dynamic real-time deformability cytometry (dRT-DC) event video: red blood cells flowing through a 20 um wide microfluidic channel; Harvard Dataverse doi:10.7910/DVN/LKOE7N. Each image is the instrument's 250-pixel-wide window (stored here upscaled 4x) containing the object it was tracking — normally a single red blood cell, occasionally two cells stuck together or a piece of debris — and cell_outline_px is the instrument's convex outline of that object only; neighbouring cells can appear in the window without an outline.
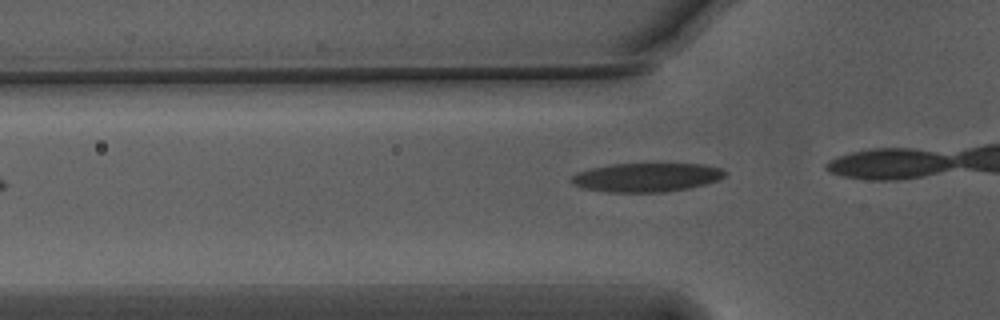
{"species": "Egyptian fruit bat (a non-hibernating species)", "species_latin": "Rousettus aegyptiacus", "temperature_condition": "warm", "stored_images_in_passage": 9, "camera_frame_rate_fps": 3000, "um_per_image_px": 0.085, "animal": {"sex": "male"}, "frame": {"image": 1, "passage_image": 3, "time_ms": 0.667, "image_size_px": [1000, 320], "cell_outline_px": [[728, 172], [720, 180], [688, 188], [664, 192], [608, 192], [584, 188], [572, 184], [572, 176], [576, 172], [588, 168], [612, 164], [704, 164], [720, 168]], "centroid_in_image_um": [54.95, 15.07], "position_along_channel_um": 70.8, "area_um2": 25.84}}